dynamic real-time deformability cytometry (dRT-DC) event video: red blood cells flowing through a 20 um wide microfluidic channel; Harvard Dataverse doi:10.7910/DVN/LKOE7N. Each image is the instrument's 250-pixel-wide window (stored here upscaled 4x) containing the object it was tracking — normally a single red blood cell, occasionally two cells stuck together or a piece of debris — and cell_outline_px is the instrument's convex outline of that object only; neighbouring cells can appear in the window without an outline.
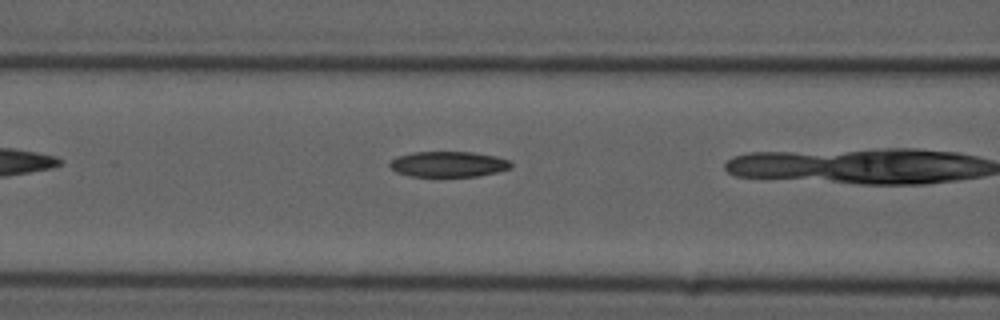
{"species": "common noctule bat (a hibernating species)", "species_latin": "Nyctalus noctula", "temperature_condition": "cold", "stored_images_in_passage": 7, "camera_frame_rate_fps": 3000, "um_per_image_px": 0.085, "animal": {"sex": "male", "forearm_length_mm": 52.5}, "frame": {"image": 1, "passage_image": 5, "time_ms": 1.333, "image_size_px": [1000, 320], "cell_outline_px": [[512, 168], [496, 172], [476, 176], [408, 176], [396, 172], [388, 164], [396, 156], [412, 152], [472, 152], [496, 156], [512, 160]], "centroid_in_image_um": [38.13, 13.95], "position_along_channel_um": 128.5, "area_um2": 18.15}}